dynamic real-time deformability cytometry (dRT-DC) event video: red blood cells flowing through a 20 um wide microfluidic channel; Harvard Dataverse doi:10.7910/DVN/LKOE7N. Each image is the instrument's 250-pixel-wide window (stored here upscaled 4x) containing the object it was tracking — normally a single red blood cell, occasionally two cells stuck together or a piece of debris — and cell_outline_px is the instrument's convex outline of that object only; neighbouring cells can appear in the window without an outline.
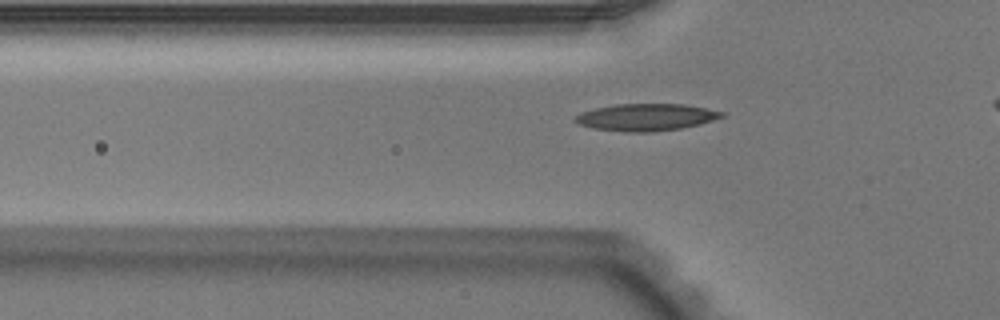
{"species": "Egyptian fruit bat (a non-hibernating species)", "species_latin": "Rousettus aegyptiacus", "temperature_condition": "warm", "stored_images_in_passage": 35, "camera_frame_rate_fps": 3000, "um_per_image_px": 0.085, "animal": {"sex": "male"}, "frame": {"image": 1, "passage_image": 7, "time_ms": 2.0, "image_size_px": [1000, 320], "cell_outline_px": [[724, 116], [700, 124], [680, 128], [652, 132], [628, 132], [596, 128], [580, 124], [572, 120], [572, 116], [580, 112], [596, 108], [616, 104], [684, 104], [724, 112]], "centroid_in_image_um": [54.88, 9.96], "position_along_channel_um": 70.9, "area_um2": 22.95}}
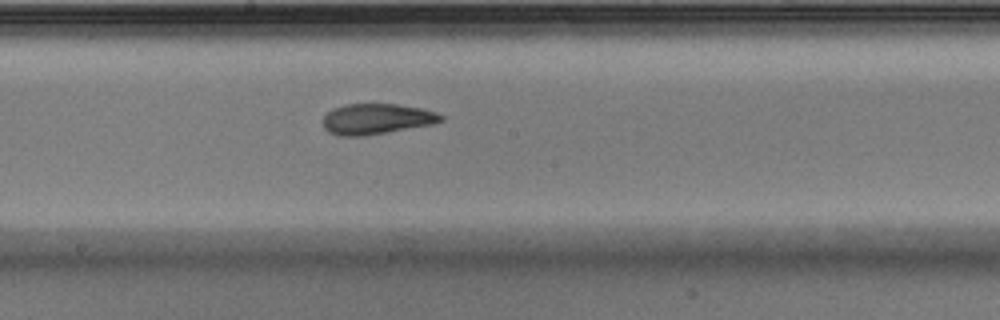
{"frame": {"image": 2, "passage_image": 18, "time_ms": 5.667, "image_size_px": [1000, 320], "cell_outline_px": [[444, 120], [432, 124], [368, 136], [340, 136], [328, 132], [324, 128], [324, 116], [332, 108], [344, 104], [396, 104], [424, 108], [436, 112], [444, 116]], "centroid_in_image_um": [32.02, 10.11], "position_along_channel_um": 216.2, "area_um2": 21.27}}
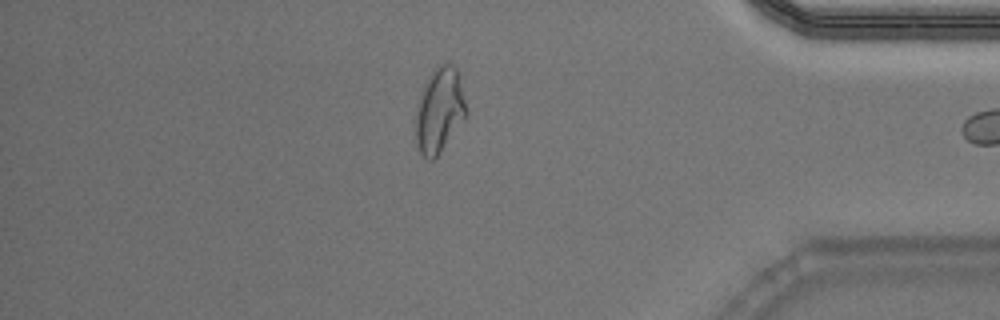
{"frame": {"image": 3, "passage_image": 34, "time_ms": 11.0, "image_size_px": [1000, 320], "cell_outline_px": [[464, 116], [436, 156], [432, 160], [428, 160], [420, 152], [416, 144], [416, 116], [424, 84], [428, 76], [436, 64], [452, 64], [456, 68], [464, 100]], "centroid_in_image_um": [37.3, 9.34], "position_along_channel_um": 397.9, "area_um2": 23.7}}